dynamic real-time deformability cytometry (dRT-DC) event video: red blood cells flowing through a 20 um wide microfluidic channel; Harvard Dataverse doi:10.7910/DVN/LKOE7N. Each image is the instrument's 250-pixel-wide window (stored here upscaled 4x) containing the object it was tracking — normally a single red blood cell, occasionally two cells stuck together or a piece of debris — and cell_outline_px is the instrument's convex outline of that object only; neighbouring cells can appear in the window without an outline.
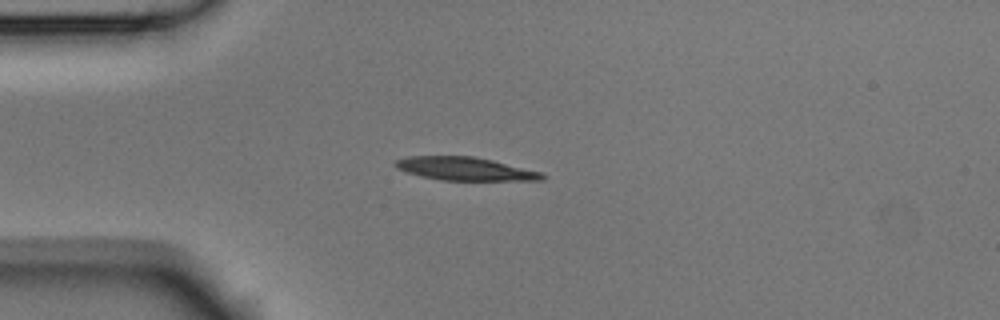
{"species": "Egyptian fruit bat (a non-hibernating species)", "species_latin": "Rousettus aegyptiacus", "temperature_condition": "room temperature", "stored_images_in_passage": 6, "camera_frame_rate_fps": 3000, "um_per_image_px": 0.085, "animal": {"sex": "male"}, "frame": {"image": 1, "passage_image": 4, "time_ms": 1.0, "image_size_px": [1000, 320], "cell_outline_px": [[548, 176], [544, 180], [440, 180], [420, 176], [396, 168], [392, 164], [396, 160], [408, 156], [472, 156], [492, 160], [540, 172]], "centroid_in_image_um": [39.5, 14.35], "position_along_channel_um": 45.5, "area_um2": 19.77}}
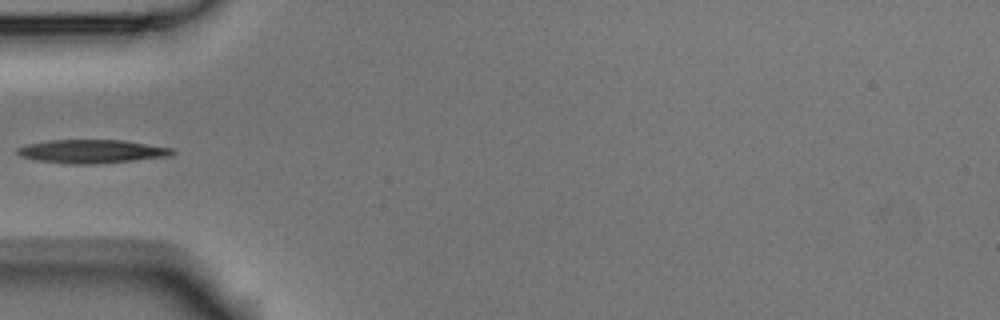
{"frame": {"image": 2, "passage_image": 5, "time_ms": 1.333, "image_size_px": [1000, 320], "cell_outline_px": [[176, 152], [172, 156], [96, 164], [72, 164], [36, 160], [20, 156], [16, 152], [16, 148], [28, 144], [48, 140], [124, 140], [172, 148]], "centroid_in_image_um": [7.81, 12.87], "position_along_channel_um": 77.2, "area_um2": 21.27}}
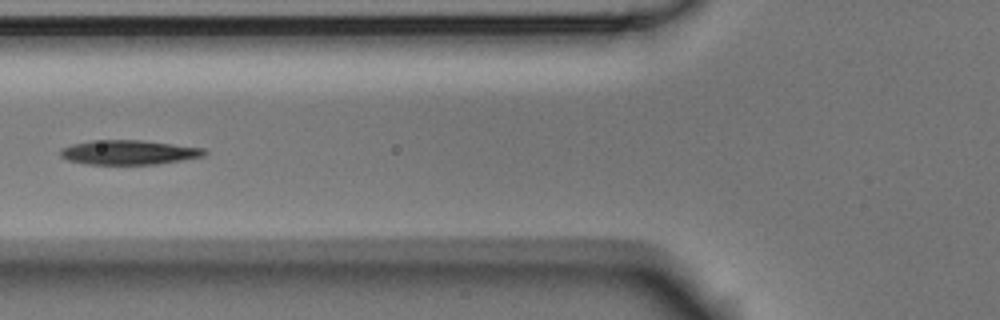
{"frame": {"image": 3, "passage_image": 6, "time_ms": 1.667, "image_size_px": [1000, 320], "cell_outline_px": [[208, 152], [204, 156], [156, 164], [84, 164], [68, 160], [60, 156], [60, 148], [72, 144], [92, 140], [140, 140], [204, 148]], "centroid_in_image_um": [10.91, 12.95], "position_along_channel_um": 114.9, "area_um2": 20.46}}